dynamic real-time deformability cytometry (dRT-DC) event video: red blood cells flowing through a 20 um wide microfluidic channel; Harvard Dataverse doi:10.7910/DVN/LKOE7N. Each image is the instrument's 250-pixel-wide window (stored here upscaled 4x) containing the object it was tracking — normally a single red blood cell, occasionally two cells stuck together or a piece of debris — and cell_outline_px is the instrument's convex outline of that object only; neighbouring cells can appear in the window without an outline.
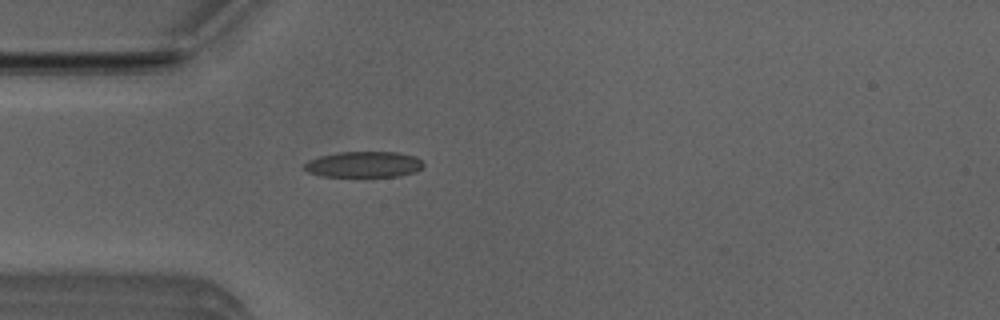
{"species": "Egyptian fruit bat (a non-hibernating species)", "species_latin": "Rousettus aegyptiacus", "temperature_condition": "room temperature", "stored_images_in_passage": 5, "camera_frame_rate_fps": 3000, "um_per_image_px": 0.085, "animal": {"sex": "male"}, "frame": {"image": 1, "passage_image": 5, "time_ms": 1.333, "image_size_px": [1000, 320], "cell_outline_px": [[424, 164], [416, 172], [396, 176], [320, 176], [308, 172], [304, 168], [304, 164], [308, 160], [320, 156], [340, 152], [396, 152], [416, 156]], "centroid_in_image_um": [30.91, 13.97], "position_along_channel_um": 54.1, "area_um2": 17.86}}